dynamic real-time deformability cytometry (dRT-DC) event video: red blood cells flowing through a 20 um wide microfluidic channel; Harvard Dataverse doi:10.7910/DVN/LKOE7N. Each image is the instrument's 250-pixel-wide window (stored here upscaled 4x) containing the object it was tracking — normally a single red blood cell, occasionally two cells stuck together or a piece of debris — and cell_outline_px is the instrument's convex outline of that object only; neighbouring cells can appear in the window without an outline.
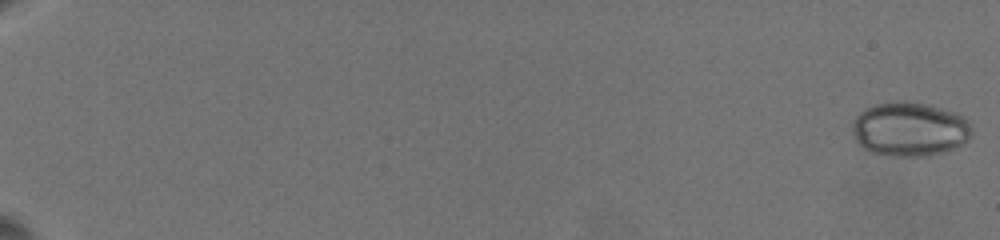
{"species": "common noctule bat (a hibernating species)", "species_latin": "Nyctalus noctula", "temperature_condition": "warm", "stored_images_in_passage": 39, "camera_frame_rate_fps": 3000, "um_per_image_px": 0.085, "animal": {"sex": "female", "body_mass_g": 19.5, "forearm_length_mm": 54.1}, "frame": {"image": 1, "passage_image": 1, "time_ms": 0.0, "image_size_px": [1000, 240], "cell_outline_px": [[972, 136], [964, 144], [948, 152], [928, 156], [892, 156], [876, 152], [864, 148], [856, 140], [852, 132], [852, 124], [856, 116], [860, 112], [876, 104], [904, 100], [928, 104], [964, 116], [972, 124]], "centroid_in_image_um": [77.38, 10.99], "position_along_channel_um": 7.6, "area_um2": 37.97}}
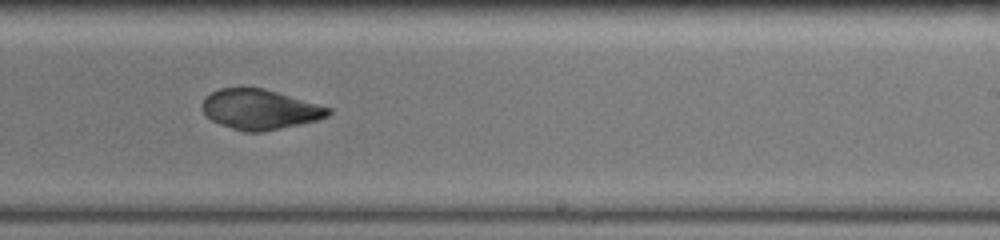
{"frame": {"image": 2, "passage_image": 23, "time_ms": 14.0, "image_size_px": [1000, 240], "cell_outline_px": [[332, 112], [328, 116], [316, 120], [300, 124], [260, 132], [244, 132], [220, 124], [212, 120], [200, 108], [200, 104], [204, 96], [220, 88], [264, 88], [332, 108]], "centroid_in_image_um": [22.06, 9.29], "position_along_channel_um": 266.9, "area_um2": 29.36}}
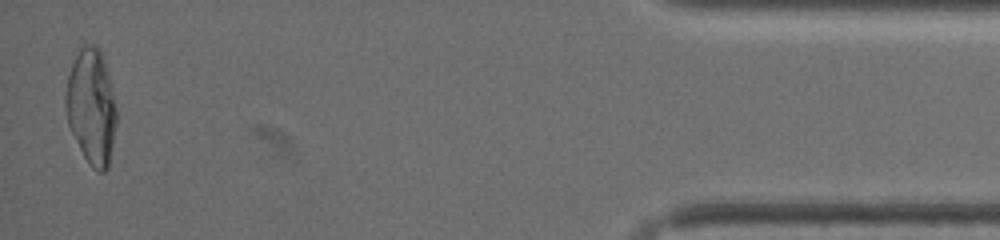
{"frame": {"image": 3, "passage_image": 38, "time_ms": 20.333, "image_size_px": [1000, 240], "cell_outline_px": [[116, 124], [108, 168], [104, 172], [96, 172], [88, 164], [68, 124], [64, 108], [64, 96], [68, 76], [72, 64], [80, 48], [84, 44], [96, 44], [100, 48], [104, 60], [112, 88], [116, 108]], "centroid_in_image_um": [7.76, 9.06], "position_along_channel_um": 427.4, "area_um2": 34.28}}